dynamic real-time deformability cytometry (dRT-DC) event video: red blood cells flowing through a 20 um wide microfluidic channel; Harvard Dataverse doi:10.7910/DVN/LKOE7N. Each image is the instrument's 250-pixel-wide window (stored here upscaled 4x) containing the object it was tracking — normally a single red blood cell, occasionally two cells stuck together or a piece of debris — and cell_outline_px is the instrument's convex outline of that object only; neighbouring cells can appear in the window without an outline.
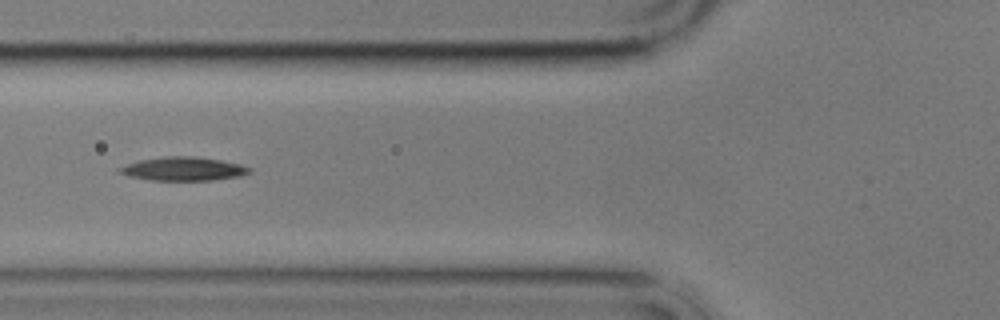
{"species": "common noctule bat (a hibernating species)", "species_latin": "Nyctalus noctula", "temperature_condition": "cold", "stored_images_in_passage": 9, "camera_frame_rate_fps": 3000, "um_per_image_px": 0.085, "animal": {"sex": "male", "body_mass_g": 17.9}, "frame": {"image": 1, "passage_image": 6, "time_ms": 5.667, "image_size_px": [1000, 320], "cell_outline_px": [[252, 172], [240, 176], [212, 180], [148, 180], [128, 176], [116, 172], [116, 168], [140, 160], [164, 156], [196, 156], [220, 160], [240, 164], [252, 168]], "centroid_in_image_um": [15.56, 14.35], "position_along_channel_um": 110.2, "area_um2": 18.03}}
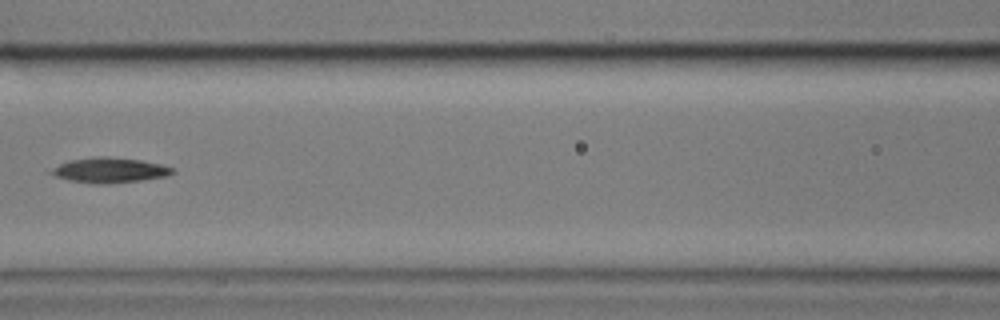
{"frame": {"image": 2, "passage_image": 7, "time_ms": 7.0, "image_size_px": [1000, 320], "cell_outline_px": [[176, 172], [168, 176], [140, 180], [108, 184], [96, 184], [68, 180], [44, 172], [68, 160], [96, 156], [108, 156], [140, 160], [160, 164], [172, 168]], "centroid_in_image_um": [9.27, 14.46], "position_along_channel_um": 157.3, "area_um2": 17.92}}
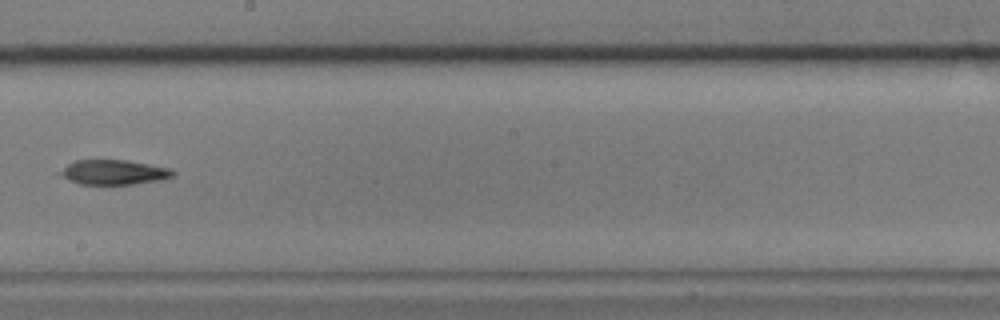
{"frame": {"image": 3, "passage_image": 9, "time_ms": 9.333, "image_size_px": [1000, 320], "cell_outline_px": [[176, 172], [172, 176], [160, 180], [132, 184], [80, 184], [56, 172], [72, 160], [124, 160], [172, 168]], "centroid_in_image_um": [9.66, 14.63], "position_along_channel_um": 238.5, "area_um2": 16.18}}